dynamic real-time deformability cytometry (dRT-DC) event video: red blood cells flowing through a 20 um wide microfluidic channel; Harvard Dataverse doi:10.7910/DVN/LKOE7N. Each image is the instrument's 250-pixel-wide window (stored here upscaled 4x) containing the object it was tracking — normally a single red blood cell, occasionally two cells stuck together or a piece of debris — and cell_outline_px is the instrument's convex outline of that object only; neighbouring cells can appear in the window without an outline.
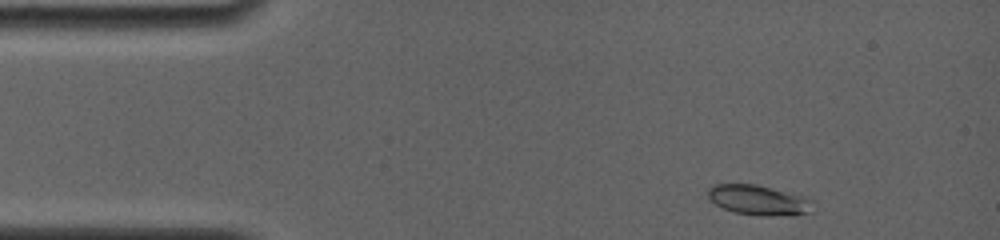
{"species": "common noctule bat (a hibernating species)", "species_latin": "Nyctalus noctula", "temperature_condition": "room temperature", "stored_images_in_passage": 3, "camera_frame_rate_fps": 4000, "um_per_image_px": 0.085, "animal": {"sex": "female", "body_mass_g": 19.0, "forearm_length_mm": 56.7}, "frame": {"image": 1, "passage_image": 1, "time_ms": 0.0, "image_size_px": [1000, 240], "cell_outline_px": [[812, 200], [808, 212], [792, 216], [756, 216], [732, 212], [716, 204], [708, 196], [708, 188], [712, 184], [756, 184], [804, 196]], "centroid_in_image_um": [64.45, 17.02], "position_along_channel_um": 20.6, "area_um2": 18.38}}
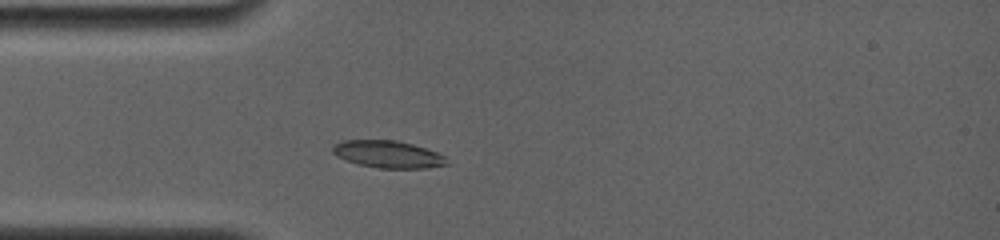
{"frame": {"image": 2, "passage_image": 3, "time_ms": 2.5, "image_size_px": [1000, 240], "cell_outline_px": [[448, 164], [428, 168], [380, 168], [356, 164], [344, 160], [336, 156], [332, 152], [332, 144], [344, 140], [396, 140], [412, 144], [436, 152], [444, 156]], "centroid_in_image_um": [32.91, 13.11], "position_along_channel_um": 52.1, "area_um2": 18.15}}